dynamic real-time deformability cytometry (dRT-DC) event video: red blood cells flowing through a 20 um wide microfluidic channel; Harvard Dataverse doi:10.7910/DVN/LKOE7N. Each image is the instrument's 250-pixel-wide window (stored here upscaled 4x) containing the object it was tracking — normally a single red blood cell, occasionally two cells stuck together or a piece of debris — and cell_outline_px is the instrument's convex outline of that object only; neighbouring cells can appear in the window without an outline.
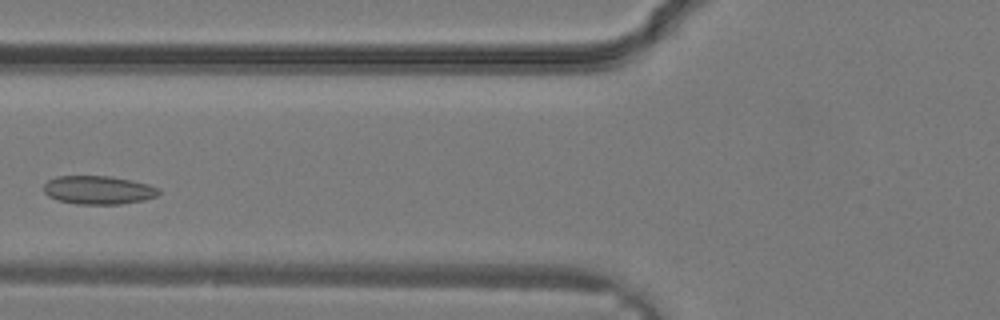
{"species": "common noctule bat (a hibernating species)", "species_latin": "Nyctalus noctula", "temperature_condition": "warm", "stored_images_in_passage": 22, "camera_frame_rate_fps": 3000, "um_per_image_px": 0.085, "animal": {"sex": "male", "body_mass_g": 19.2, "forearm_length_mm": 51.8}, "frame": {"image": 1, "passage_image": 3, "time_ms": 0.667, "image_size_px": [1000, 320], "cell_outline_px": [[160, 192], [156, 196], [144, 200], [120, 204], [76, 204], [60, 200], [48, 196], [44, 192], [44, 184], [48, 180], [56, 176], [108, 176], [132, 180], [148, 184], [160, 188]], "centroid_in_image_um": [8.37, 16.15], "position_along_channel_um": 117.4, "area_um2": 19.07}}
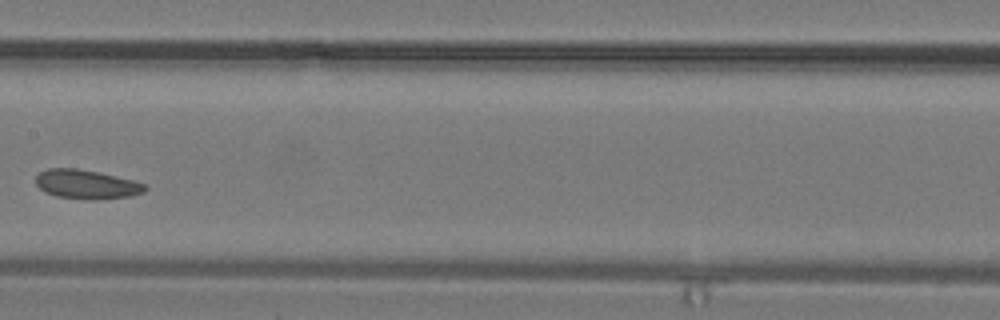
{"frame": {"image": 2, "passage_image": 7, "time_ms": 2.0, "image_size_px": [1000, 320], "cell_outline_px": [[148, 188], [144, 192], [132, 196], [92, 200], [56, 196], [40, 188], [36, 184], [36, 176], [40, 172], [48, 168], [76, 168], [96, 172], [132, 180], [144, 184]], "centroid_in_image_um": [7.36, 15.67], "position_along_channel_um": 200.0, "area_um2": 18.26}}
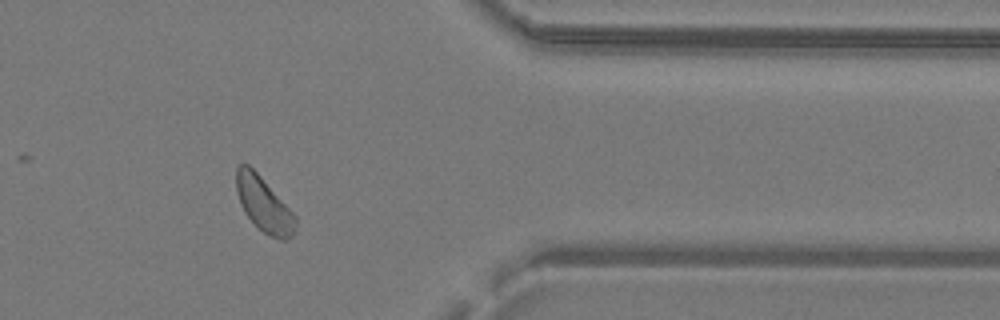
{"frame": {"image": 3, "passage_image": 17, "time_ms": 5.333, "image_size_px": [1000, 320], "cell_outline_px": [[296, 228], [292, 236], [284, 240], [280, 240], [264, 232], [244, 212], [240, 204], [236, 192], [236, 164], [248, 164], [260, 176], [296, 216]], "centroid_in_image_um": [22.41, 17.36], "position_along_channel_um": 389.0, "area_um2": 18.55}}